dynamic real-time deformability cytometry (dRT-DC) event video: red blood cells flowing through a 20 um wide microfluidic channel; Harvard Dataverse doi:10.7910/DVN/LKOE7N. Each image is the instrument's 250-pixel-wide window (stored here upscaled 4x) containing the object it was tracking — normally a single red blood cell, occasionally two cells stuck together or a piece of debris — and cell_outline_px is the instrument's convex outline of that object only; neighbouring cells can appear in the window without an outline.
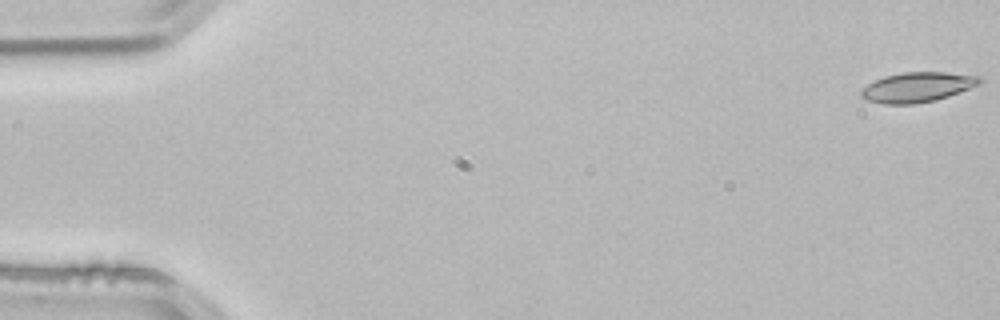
{"species": "common noctule bat (a hibernating species)", "species_latin": "Nyctalus noctula", "temperature_condition": "room temperature", "stored_images_in_passage": 11, "camera_frame_rate_fps": 3000, "um_per_image_px": 0.085, "animal": {"sex": "male", "body_mass_g": 21.5, "forearm_length_mm": 52.0}, "frame": {"image": 1, "passage_image": 1, "time_ms": 0.0, "image_size_px": [1000, 320], "cell_outline_px": [[984, 80], [980, 84], [948, 96], [936, 100], [912, 104], [884, 104], [868, 100], [860, 96], [860, 88], [884, 76], [904, 72], [944, 72], [980, 76]], "centroid_in_image_um": [77.97, 7.4], "position_along_channel_um": 7.0, "area_um2": 20.63}}